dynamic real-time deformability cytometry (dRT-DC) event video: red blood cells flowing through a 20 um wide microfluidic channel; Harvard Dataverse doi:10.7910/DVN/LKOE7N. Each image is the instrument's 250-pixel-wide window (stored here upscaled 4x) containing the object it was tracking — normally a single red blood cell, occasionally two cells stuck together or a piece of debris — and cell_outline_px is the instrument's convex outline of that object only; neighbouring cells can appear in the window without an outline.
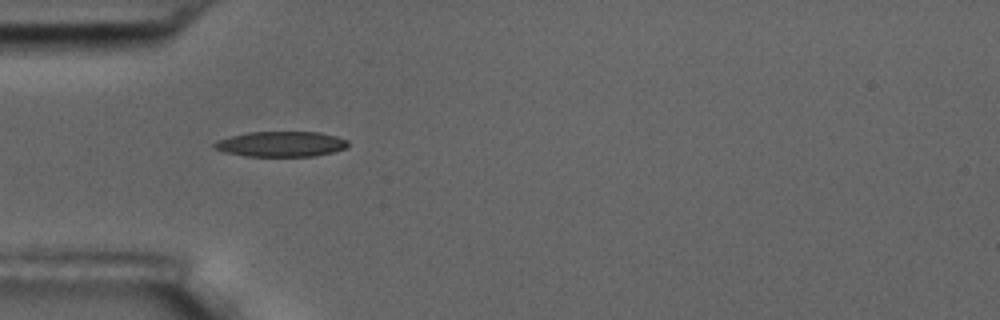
{"species": "common noctule bat (a hibernating species)", "species_latin": "Nyctalus noctula", "temperature_condition": "room temperature", "stored_images_in_passage": 3, "camera_frame_rate_fps": 3000, "um_per_image_px": 0.085, "animal": {"sex": "male", "body_mass_g": 17.5, "forearm_length_mm": 52.3}, "frame": {"image": 1, "passage_image": 2, "time_ms": 1.333, "image_size_px": [1000, 320], "cell_outline_px": [[348, 144], [344, 148], [332, 152], [312, 156], [248, 156], [224, 152], [212, 148], [212, 144], [220, 140], [232, 136], [248, 132], [320, 132], [336, 136], [348, 140]], "centroid_in_image_um": [23.88, 12.24], "position_along_channel_um": 61.1, "area_um2": 19.54}}